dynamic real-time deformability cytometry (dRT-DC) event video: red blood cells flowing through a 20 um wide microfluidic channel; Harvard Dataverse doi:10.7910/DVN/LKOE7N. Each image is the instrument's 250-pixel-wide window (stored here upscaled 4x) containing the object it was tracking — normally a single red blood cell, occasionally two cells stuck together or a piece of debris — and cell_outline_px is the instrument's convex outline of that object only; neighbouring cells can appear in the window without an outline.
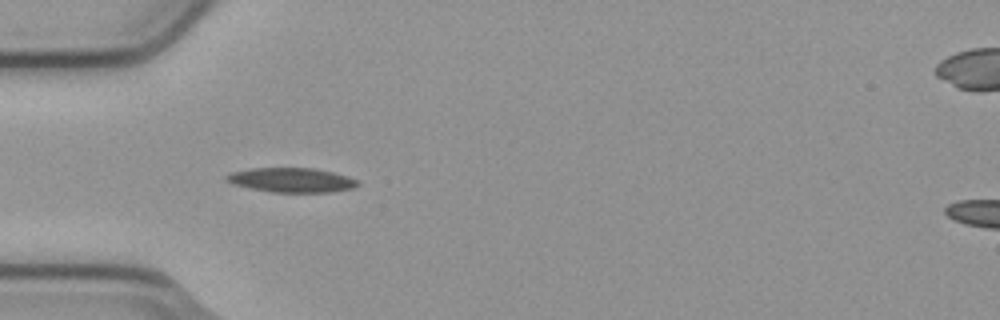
{"species": "common noctule bat (a hibernating species)", "species_latin": "Nyctalus noctula", "temperature_condition": "cold", "stored_images_in_passage": 5, "camera_frame_rate_fps": 3000, "um_per_image_px": 0.085, "animal": {"sex": "male", "body_mass_g": 23.1, "forearm_length_mm": 52.7}, "frame": {"image": 1, "passage_image": 4, "time_ms": 1.0, "image_size_px": [1000, 320], "cell_outline_px": [[360, 184], [352, 188], [328, 192], [272, 192], [232, 184], [224, 180], [224, 176], [232, 172], [252, 168], [312, 168], [332, 172], [348, 176], [356, 180]], "centroid_in_image_um": [24.74, 15.3], "position_along_channel_um": 60.3, "area_um2": 18.55}}
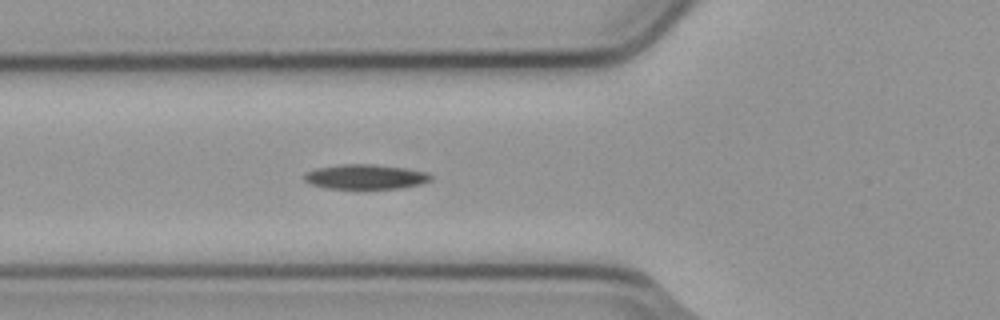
{"frame": {"image": 2, "passage_image": 5, "time_ms": 1.333, "image_size_px": [1000, 320], "cell_outline_px": [[432, 180], [420, 184], [400, 188], [324, 188], [312, 184], [304, 180], [304, 172], [316, 168], [340, 164], [372, 164], [404, 168], [428, 172], [432, 176]], "centroid_in_image_um": [31.05, 15.02], "position_along_channel_um": 94.7, "area_um2": 18.21}}